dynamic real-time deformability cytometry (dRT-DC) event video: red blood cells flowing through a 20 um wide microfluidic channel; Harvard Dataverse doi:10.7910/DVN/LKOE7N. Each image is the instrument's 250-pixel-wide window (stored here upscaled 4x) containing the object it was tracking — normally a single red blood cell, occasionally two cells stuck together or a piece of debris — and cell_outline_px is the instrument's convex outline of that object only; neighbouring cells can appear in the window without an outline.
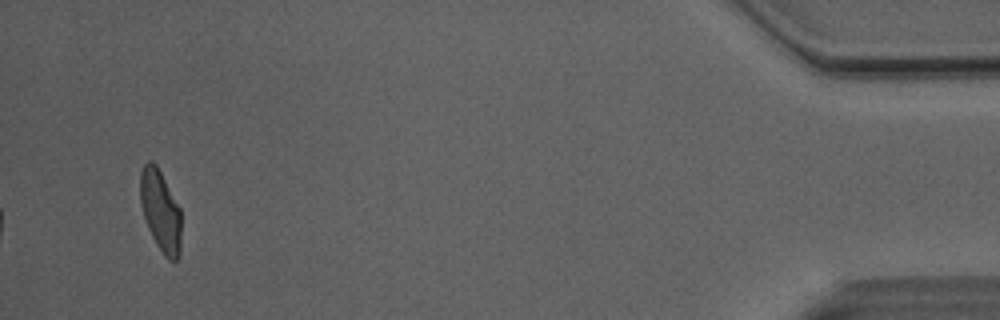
{"species": "Egyptian fruit bat (a non-hibernating species)", "species_latin": "Rousettus aegyptiacus", "temperature_condition": "room temperature", "stored_images_in_passage": 39, "camera_frame_rate_fps": 3000, "um_per_image_px": 0.085, "animal": {"sex": "male"}, "frame": {"image": 1, "passage_image": 39, "time_ms": 12.667, "image_size_px": [1000, 320], "cell_outline_px": [[180, 256], [176, 260], [168, 260], [164, 256], [156, 244], [148, 228], [140, 204], [140, 172], [144, 164], [148, 160], [152, 160], [156, 164], [180, 208]], "centroid_in_image_um": [13.63, 17.92], "position_along_channel_um": 421.6, "area_um2": 19.42}, "authors_computed_cell_mechanics": {"area_um2": 20.4034, "velocity_mm_per_s": 4.112, "shape_relaxation_time_tau1_ms": 5.499, "shape_relaxation_time_tau2_ms": 0.9199, "deformation_change_tau1": 0.1782, "deformation_change_tau2": 0.0658}}